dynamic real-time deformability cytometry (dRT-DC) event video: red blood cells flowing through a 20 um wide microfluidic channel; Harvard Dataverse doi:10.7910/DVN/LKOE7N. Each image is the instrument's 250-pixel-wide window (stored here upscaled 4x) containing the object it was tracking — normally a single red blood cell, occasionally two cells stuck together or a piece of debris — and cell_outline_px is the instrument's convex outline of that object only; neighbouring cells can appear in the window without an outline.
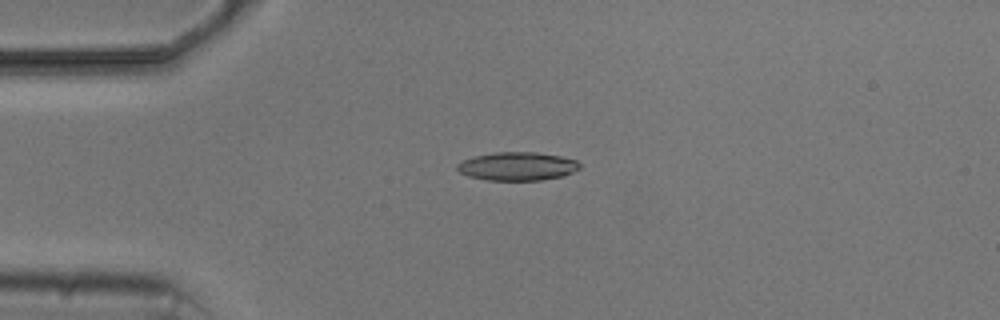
{"species": "common noctule bat (a hibernating species)", "species_latin": "Nyctalus noctula", "temperature_condition": "cold", "stored_images_in_passage": 5, "camera_frame_rate_fps": 3000, "um_per_image_px": 0.085, "animal": {"sex": "male", "body_mass_g": 20.5, "forearm_length_mm": 52.5}, "frame": {"image": 1, "passage_image": 4, "time_ms": 3.333, "image_size_px": [1000, 320], "cell_outline_px": [[580, 168], [564, 176], [540, 180], [488, 180], [468, 176], [460, 172], [456, 168], [456, 164], [472, 156], [496, 152], [536, 152], [560, 156], [576, 160], [580, 164]], "centroid_in_image_um": [43.96, 14.13], "position_along_channel_um": 41.0, "area_um2": 20.29}}